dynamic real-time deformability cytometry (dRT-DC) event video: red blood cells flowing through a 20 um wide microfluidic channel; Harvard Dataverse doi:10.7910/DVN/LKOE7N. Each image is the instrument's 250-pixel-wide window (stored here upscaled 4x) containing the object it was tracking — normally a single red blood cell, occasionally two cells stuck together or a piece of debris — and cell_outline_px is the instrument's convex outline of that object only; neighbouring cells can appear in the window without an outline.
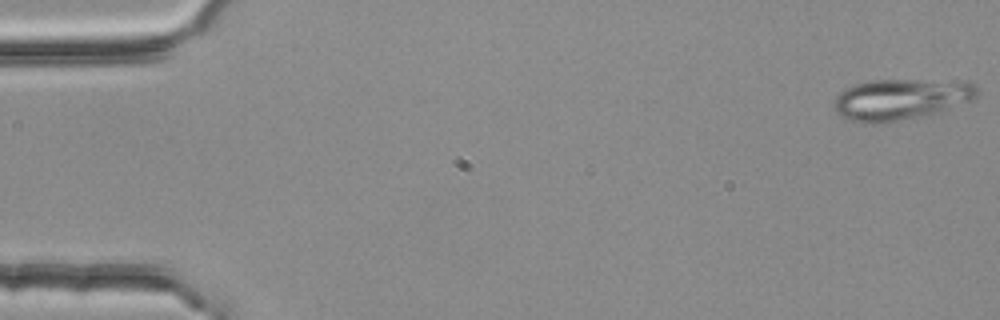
{"species": "common noctule bat (a hibernating species)", "species_latin": "Nyctalus noctula", "temperature_condition": "room temperature", "stored_images_in_passage": 54, "camera_frame_rate_fps": 3000, "um_per_image_px": 0.085, "animal": {"sex": "female", "body_mass_g": 25.1}, "frame": {"image": 1, "passage_image": 1, "time_ms": 0.0, "image_size_px": [1000, 320], "cell_outline_px": [[980, 92], [976, 100], [940, 112], [924, 116], [888, 124], [864, 124], [852, 120], [836, 112], [832, 104], [836, 96], [844, 88], [852, 84], [868, 80], [916, 80], [976, 84]], "centroid_in_image_um": [76.55, 8.47], "position_along_channel_um": 8.4, "area_um2": 34.85}}
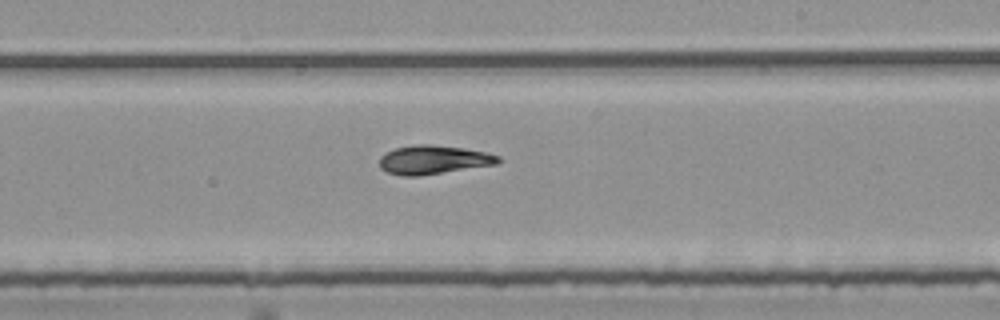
{"frame": {"image": 2, "passage_image": 32, "time_ms": 10.333, "image_size_px": [1000, 320], "cell_outline_px": [[500, 160], [496, 164], [420, 176], [404, 176], [388, 172], [380, 168], [380, 156], [384, 152], [396, 148], [412, 144], [428, 144], [464, 148], [484, 152], [500, 156]], "centroid_in_image_um": [36.8, 13.57], "position_along_channel_um": 252.2, "area_um2": 19.88}}
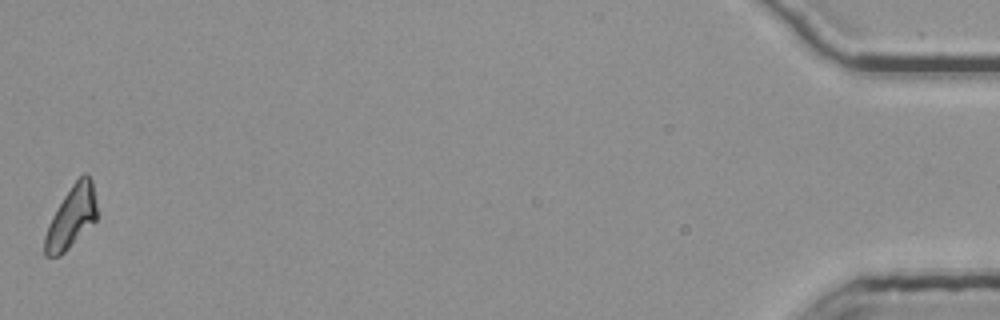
{"frame": {"image": 3, "passage_image": 54, "time_ms": 17.667, "image_size_px": [1000, 320], "cell_outline_px": [[100, 212], [96, 220], [60, 256], [44, 256], [44, 236], [48, 224], [52, 216], [64, 196], [72, 184], [84, 172], [92, 180]], "centroid_in_image_um": [6.1, 18.44], "position_along_channel_um": 429.1, "area_um2": 18.96}, "authors_computed_cell_mechanics": {"area_um2": 19.5942, "velocity_mm_per_s": 3.77, "shape_relaxation_time_tau1_ms": null, "shape_relaxation_time_tau2_ms": 10.9384, "deformation_change_tau1": null, "deformation_change_tau2": 0.1157}}